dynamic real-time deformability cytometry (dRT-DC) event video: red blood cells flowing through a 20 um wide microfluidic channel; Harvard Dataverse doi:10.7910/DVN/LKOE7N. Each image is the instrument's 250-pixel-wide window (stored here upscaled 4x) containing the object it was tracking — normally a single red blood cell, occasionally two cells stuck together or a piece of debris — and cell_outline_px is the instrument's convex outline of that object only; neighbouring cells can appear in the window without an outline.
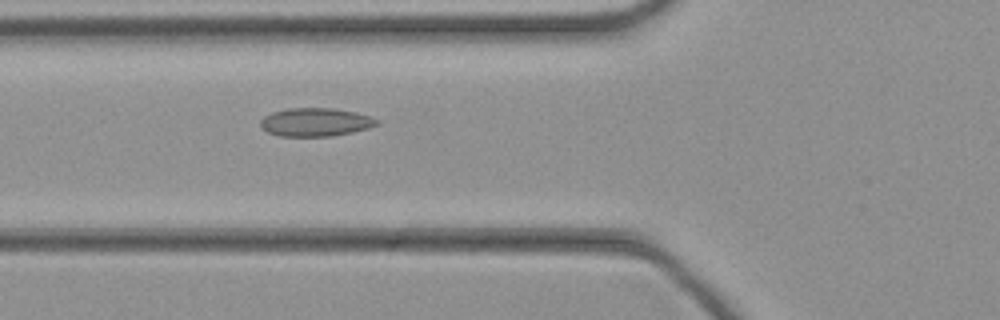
{"species": "common noctule bat (a hibernating species)", "species_latin": "Nyctalus noctula", "temperature_condition": "cold", "stored_images_in_passage": 46, "camera_frame_rate_fps": 3000, "um_per_image_px": 0.085, "animal": {"sex": "female", "body_mass_g": 21.9}, "frame": {"image": 1, "passage_image": 17, "time_ms": 5.333, "image_size_px": [1000, 320], "cell_outline_px": [[380, 124], [368, 128], [352, 132], [332, 136], [280, 136], [268, 132], [260, 124], [260, 120], [264, 116], [272, 112], [288, 108], [332, 108], [356, 112], [372, 116], [380, 120]], "centroid_in_image_um": [26.86, 10.37], "position_along_channel_um": 98.9, "area_um2": 19.31}}
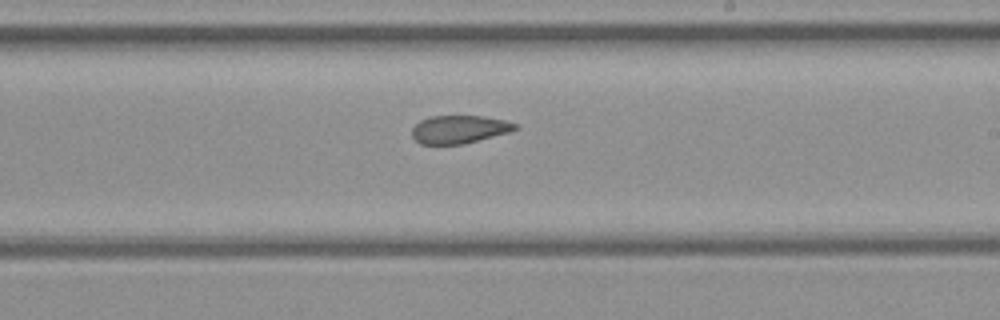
{"frame": {"image": 2, "passage_image": 27, "time_ms": 8.667, "image_size_px": [1000, 320], "cell_outline_px": [[520, 128], [512, 132], [464, 144], [420, 144], [412, 136], [412, 128], [420, 120], [432, 116], [484, 116], [504, 120], [516, 124]], "centroid_in_image_um": [39.07, 11.0], "position_along_channel_um": 249.9, "area_um2": 16.99}}
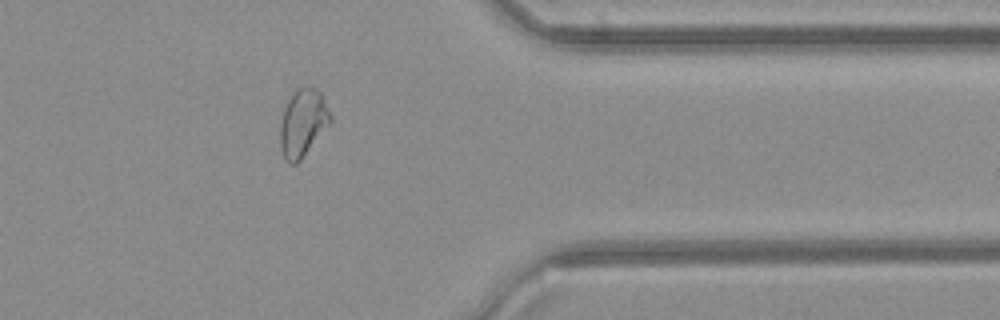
{"frame": {"image": 3, "passage_image": 37, "time_ms": 12.0, "image_size_px": [1000, 320], "cell_outline_px": [[332, 124], [300, 160], [296, 164], [288, 164], [284, 160], [280, 148], [280, 128], [284, 108], [288, 100], [296, 88], [304, 84], [308, 84], [316, 88], [320, 92], [332, 116]], "centroid_in_image_um": [25.76, 10.44], "position_along_channel_um": 385.6, "area_um2": 20.29}}